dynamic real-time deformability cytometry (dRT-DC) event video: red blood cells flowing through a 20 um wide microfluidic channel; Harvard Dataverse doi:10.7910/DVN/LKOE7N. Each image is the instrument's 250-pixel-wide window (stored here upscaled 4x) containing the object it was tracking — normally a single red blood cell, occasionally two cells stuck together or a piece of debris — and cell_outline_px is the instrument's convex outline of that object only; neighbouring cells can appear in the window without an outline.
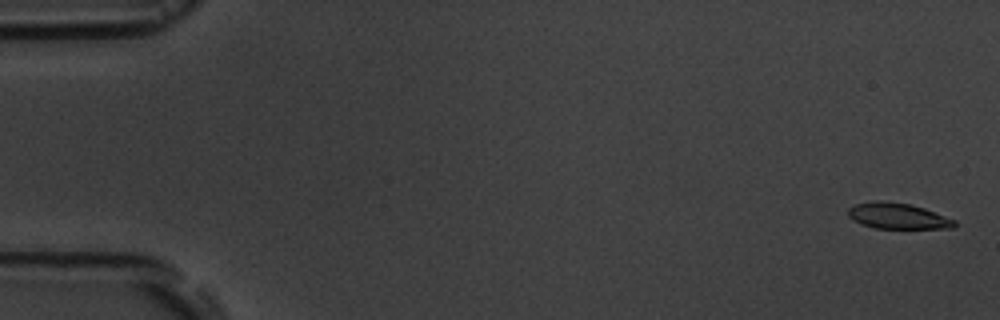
{"species": "common noctule bat (a hibernating species)", "species_latin": "Nyctalus noctula", "temperature_condition": "room temperature", "stored_images_in_passage": 10, "camera_frame_rate_fps": 3000, "um_per_image_px": 0.085, "animal": {"sex": "male", "body_mass_g": 19.5, "forearm_length_mm": 54.6}, "frame": {"image": 1, "passage_image": 1, "time_ms": 0.0, "image_size_px": [1000, 320], "cell_outline_px": [[956, 228], [876, 228], [860, 224], [852, 220], [848, 216], [848, 208], [856, 204], [872, 200], [880, 200], [912, 204], [924, 208], [956, 220]], "centroid_in_image_um": [76.29, 18.35], "position_along_channel_um": 8.7, "area_um2": 16.18}}
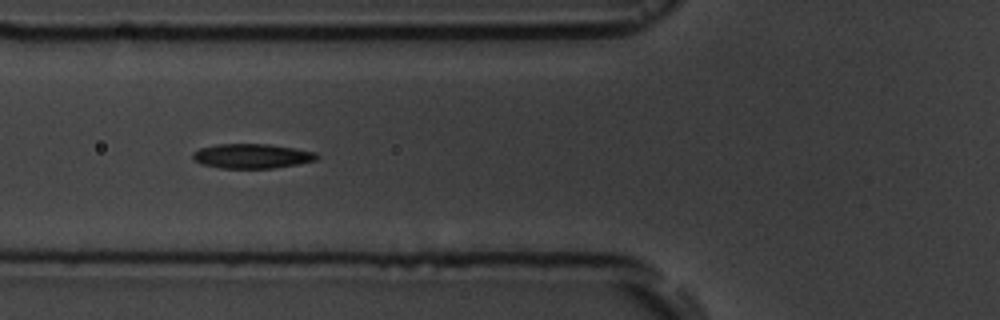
{"frame": {"image": 2, "passage_image": 6, "time_ms": 6.667, "image_size_px": [1000, 320], "cell_outline_px": [[320, 156], [316, 160], [296, 164], [272, 168], [220, 168], [200, 164], [192, 160], [192, 152], [200, 148], [216, 144], [268, 144], [316, 152]], "centroid_in_image_um": [21.36, 13.26], "position_along_channel_um": 104.4, "area_um2": 17.8}}
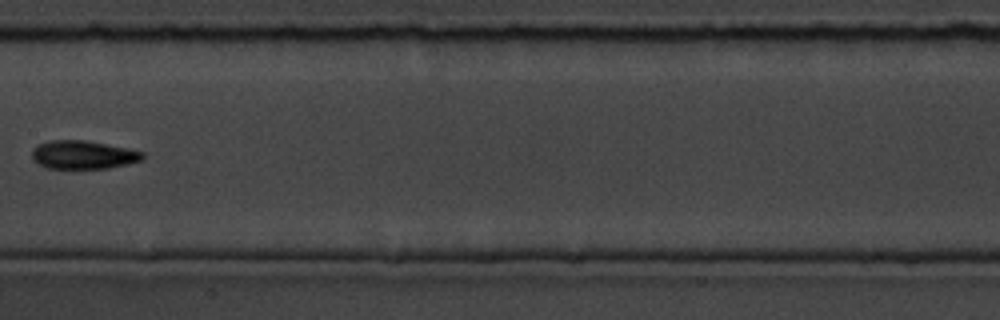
{"frame": {"image": 3, "passage_image": 8, "time_ms": 9.333, "image_size_px": [1000, 320], "cell_outline_px": [[144, 160], [128, 164], [108, 168], [48, 168], [32, 160], [32, 148], [36, 144], [48, 140], [84, 140], [128, 148], [144, 152]], "centroid_in_image_um": [7.06, 13.15], "position_along_channel_um": 200.3, "area_um2": 18.44}}